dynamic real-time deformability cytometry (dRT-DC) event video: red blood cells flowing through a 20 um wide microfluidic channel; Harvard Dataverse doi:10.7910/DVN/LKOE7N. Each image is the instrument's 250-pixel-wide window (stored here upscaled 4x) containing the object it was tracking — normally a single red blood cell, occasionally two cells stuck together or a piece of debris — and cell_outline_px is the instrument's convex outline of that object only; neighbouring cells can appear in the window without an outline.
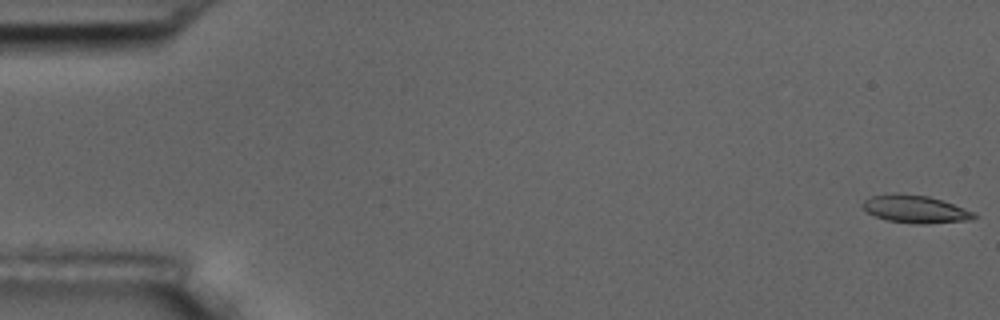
{"species": "common noctule bat (a hibernating species)", "species_latin": "Nyctalus noctula", "temperature_condition": "room temperature", "stored_images_in_passage": 12, "camera_frame_rate_fps": 3000, "um_per_image_px": 0.085, "animal": {"sex": "male", "body_mass_g": 17.5, "forearm_length_mm": 52.3}, "frame": {"image": 1, "passage_image": 1, "time_ms": 0.0, "image_size_px": [1000, 320], "cell_outline_px": [[980, 216], [972, 220], [928, 224], [912, 224], [888, 220], [876, 216], [868, 212], [864, 208], [864, 200], [872, 196], [892, 192], [900, 192], [928, 196], [976, 212]], "centroid_in_image_um": [77.86, 17.77], "position_along_channel_um": 7.1, "area_um2": 18.15}}